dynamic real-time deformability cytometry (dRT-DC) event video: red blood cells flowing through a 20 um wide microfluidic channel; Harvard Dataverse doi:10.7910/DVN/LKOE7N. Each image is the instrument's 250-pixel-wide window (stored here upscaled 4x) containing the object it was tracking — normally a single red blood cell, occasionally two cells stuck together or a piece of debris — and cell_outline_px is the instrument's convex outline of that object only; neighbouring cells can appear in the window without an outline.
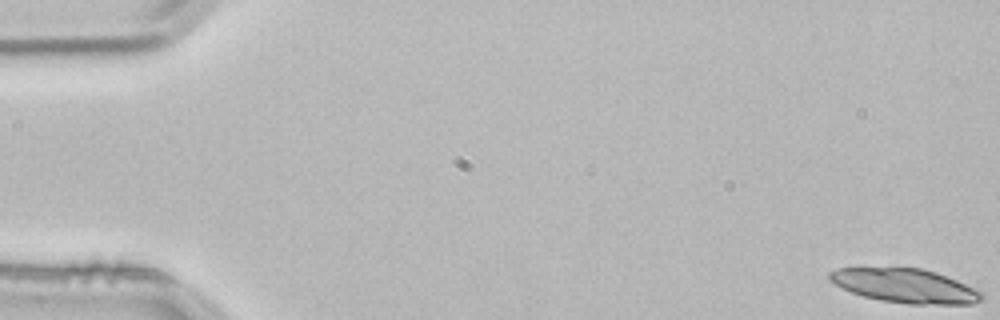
{"species": "common noctule bat (a hibernating species)", "species_latin": "Nyctalus noctula", "temperature_condition": "room temperature", "stored_images_in_passage": 5, "camera_frame_rate_fps": 3000, "um_per_image_px": 0.085, "animal": {"sex": "male", "body_mass_g": 21.5, "forearm_length_mm": 52.0}, "frame": {"image": 1, "passage_image": 1, "time_ms": 0.0, "image_size_px": [1000, 320], "cell_outline_px": [[984, 296], [980, 300], [972, 304], [908, 304], [880, 300], [864, 296], [852, 292], [828, 280], [828, 272], [836, 268], [920, 268], [936, 272], [956, 280], [984, 292]], "centroid_in_image_um": [76.95, 24.29], "position_along_channel_um": 8.1, "area_um2": 30.06}}